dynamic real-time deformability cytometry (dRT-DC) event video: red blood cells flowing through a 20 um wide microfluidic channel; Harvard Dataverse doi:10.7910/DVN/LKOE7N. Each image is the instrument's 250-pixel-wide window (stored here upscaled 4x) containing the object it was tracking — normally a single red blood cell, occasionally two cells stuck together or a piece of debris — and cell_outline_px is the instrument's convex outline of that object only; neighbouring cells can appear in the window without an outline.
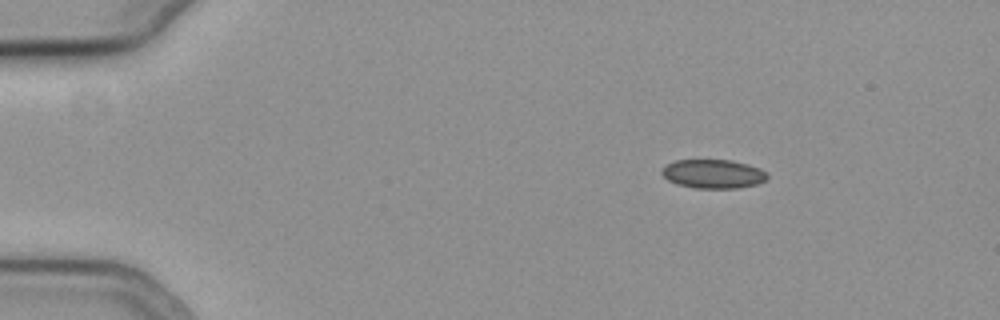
{"species": "common noctule bat (a hibernating species)", "species_latin": "Nyctalus noctula", "temperature_condition": "cold", "stored_images_in_passage": 49, "camera_frame_rate_fps": 3000, "um_per_image_px": 0.085, "animal": {"sex": "female", "body_mass_g": 19.3, "forearm_length_mm": 54.1}, "frame": {"image": 1, "passage_image": 1, "time_ms": 0.0, "image_size_px": [1000, 320], "cell_outline_px": [[768, 176], [764, 180], [756, 184], [736, 188], [696, 188], [676, 184], [668, 180], [660, 172], [668, 164], [676, 160], [732, 160], [748, 164], [760, 168]], "centroid_in_image_um": [60.61, 14.78], "position_along_channel_um": 24.4, "area_um2": 17.57}}
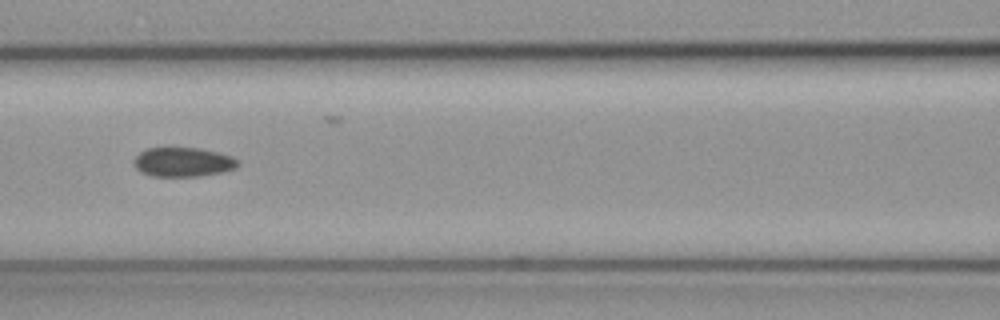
{"frame": {"image": 2, "passage_image": 18, "time_ms": 5.667, "image_size_px": [1000, 320], "cell_outline_px": [[240, 164], [236, 168], [220, 172], [200, 176], [152, 176], [140, 172], [136, 168], [132, 160], [140, 152], [148, 148], [200, 148], [232, 156]], "centroid_in_image_um": [15.53, 13.78], "position_along_channel_um": 151.1, "area_um2": 17.69}}
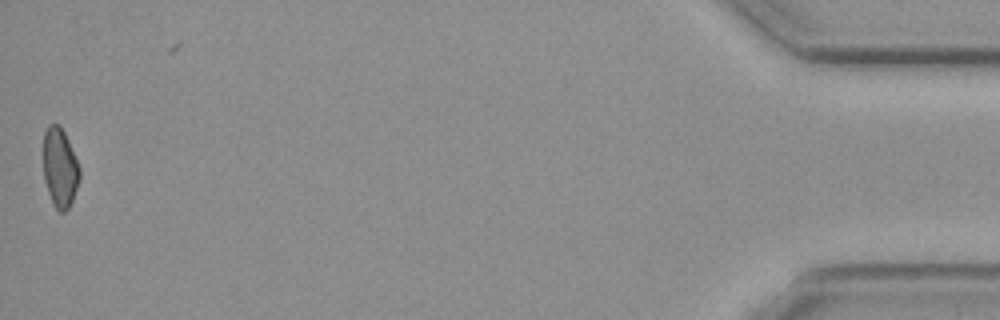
{"frame": {"image": 3, "passage_image": 48, "time_ms": 15.667, "image_size_px": [1000, 320], "cell_outline_px": [[80, 176], [72, 200], [68, 208], [64, 212], [60, 212], [52, 204], [44, 180], [44, 132], [48, 124], [60, 124], [68, 140], [80, 168]], "centroid_in_image_um": [5.08, 14.24], "position_along_channel_um": 430.1, "area_um2": 16.65}}